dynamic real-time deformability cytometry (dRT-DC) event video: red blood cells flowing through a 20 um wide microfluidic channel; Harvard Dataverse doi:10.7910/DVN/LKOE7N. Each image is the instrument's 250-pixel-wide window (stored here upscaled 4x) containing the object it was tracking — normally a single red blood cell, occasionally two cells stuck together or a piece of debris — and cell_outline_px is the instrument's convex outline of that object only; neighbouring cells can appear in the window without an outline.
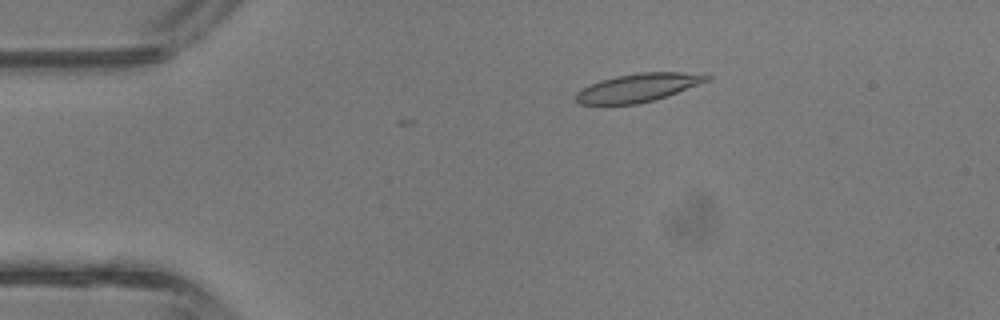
{"species": "common noctule bat (a hibernating species)", "species_latin": "Nyctalus noctula", "temperature_condition": "room temperature", "stored_images_in_passage": 8, "camera_frame_rate_fps": 3000, "um_per_image_px": 0.085, "animal": {"sex": "male", "body_mass_g": 13.3}, "frame": {"image": 1, "passage_image": 8, "time_ms": 2.333, "image_size_px": [1000, 320], "cell_outline_px": [[712, 76], [708, 80], [668, 96], [636, 104], [580, 104], [576, 100], [576, 92], [580, 88], [600, 80], [616, 76], [640, 72], [708, 72]], "centroid_in_image_um": [54.28, 7.43], "position_along_channel_um": 30.7, "area_um2": 21.73}}